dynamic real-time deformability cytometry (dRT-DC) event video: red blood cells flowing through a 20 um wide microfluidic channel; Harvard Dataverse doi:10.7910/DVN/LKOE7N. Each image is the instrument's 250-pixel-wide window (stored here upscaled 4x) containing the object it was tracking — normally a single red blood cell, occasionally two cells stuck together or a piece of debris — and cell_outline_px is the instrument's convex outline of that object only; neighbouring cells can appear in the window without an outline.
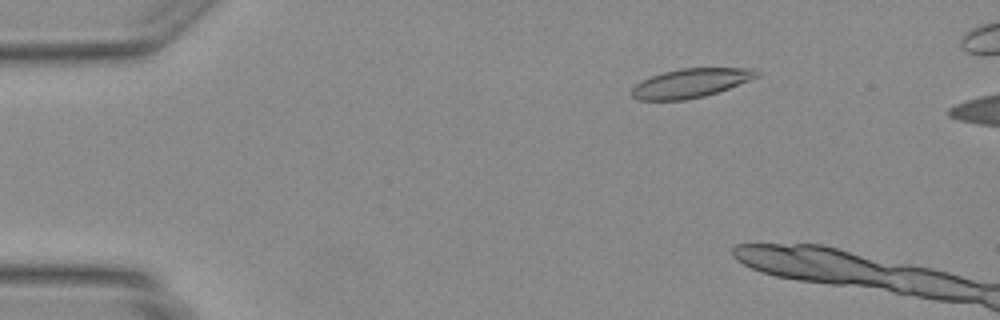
{"species": "Egyptian fruit bat (a non-hibernating species)", "species_latin": "Rousettus aegyptiacus", "temperature_condition": "warm", "stored_images_in_passage": 17, "camera_frame_rate_fps": 3000, "um_per_image_px": 0.085, "animal": {"sex": "female"}, "frame": {"image": 1, "passage_image": 6, "time_ms": 1.667, "image_size_px": [1000, 320], "cell_outline_px": [[760, 76], [728, 88], [704, 96], [684, 100], [640, 100], [632, 96], [632, 88], [636, 84], [652, 76], [664, 72], [680, 68], [756, 68], [760, 72]], "centroid_in_image_um": [58.74, 7.05], "position_along_channel_um": 26.3, "area_um2": 20.92}}
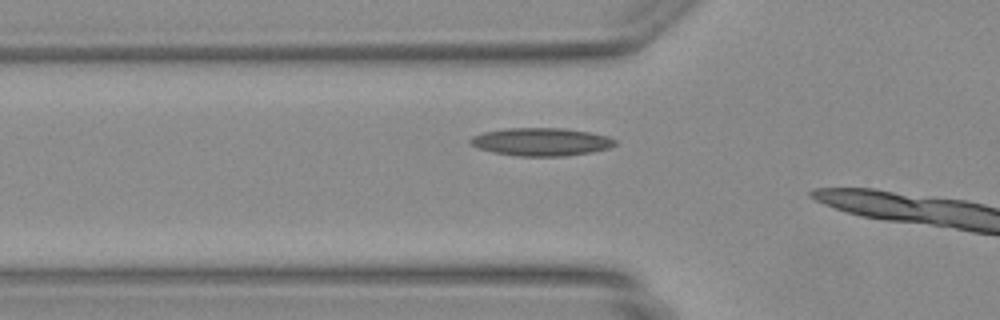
{"frame": {"image": 2, "passage_image": 15, "time_ms": 4.667, "image_size_px": [1000, 320], "cell_outline_px": [[616, 144], [608, 148], [592, 152], [564, 156], [520, 156], [492, 152], [480, 148], [472, 144], [468, 140], [472, 136], [484, 132], [508, 128], [564, 128], [588, 132], [608, 136], [616, 140]], "centroid_in_image_um": [46.01, 12.05], "position_along_channel_um": 79.8, "area_um2": 23.41}}